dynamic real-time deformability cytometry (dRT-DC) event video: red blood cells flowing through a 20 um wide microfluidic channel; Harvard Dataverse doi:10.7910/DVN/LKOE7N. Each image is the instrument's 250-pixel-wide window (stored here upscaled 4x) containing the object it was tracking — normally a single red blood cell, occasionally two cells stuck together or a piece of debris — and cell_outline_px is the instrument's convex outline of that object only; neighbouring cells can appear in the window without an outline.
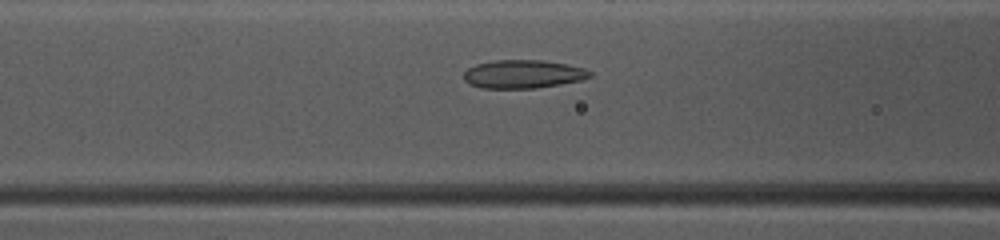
{"species": "common noctule bat (a hibernating species)", "species_latin": "Nyctalus noctula", "temperature_condition": "warm", "stored_images_in_passage": 42, "camera_frame_rate_fps": 3000, "um_per_image_px": 0.085, "animal": {"sex": "female", "body_mass_g": 10.0, "forearm_length_mm": 53.1}, "frame": {"image": 1, "passage_image": 20, "time_ms": 6.333, "image_size_px": [1000, 240], "cell_outline_px": [[592, 76], [580, 80], [560, 84], [536, 88], [480, 88], [468, 84], [464, 80], [464, 72], [468, 68], [476, 64], [496, 60], [544, 60], [568, 64], [584, 68], [592, 72]], "centroid_in_image_um": [44.45, 6.3], "position_along_channel_um": 122.1, "area_um2": 20.92}}
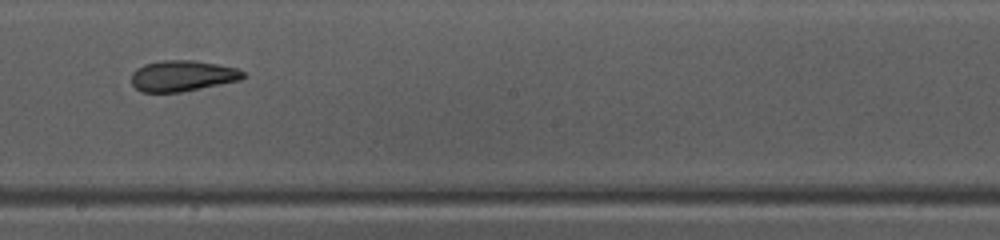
{"frame": {"image": 2, "passage_image": 28, "time_ms": 9.0, "image_size_px": [1000, 240], "cell_outline_px": [[248, 76], [240, 80], [180, 92], [140, 92], [132, 84], [132, 72], [136, 68], [144, 64], [160, 60], [196, 60], [236, 68], [244, 72]], "centroid_in_image_um": [15.49, 6.44], "position_along_channel_um": 232.7, "area_um2": 20.17}}
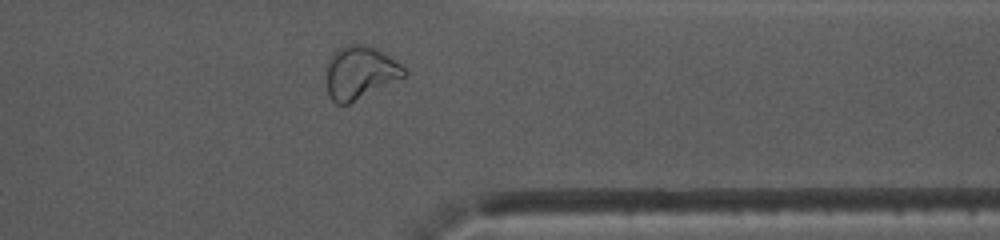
{"frame": {"image": 3, "passage_image": 39, "time_ms": 12.667, "image_size_px": [1000, 240], "cell_outline_px": [[408, 76], [348, 104], [336, 104], [328, 96], [324, 80], [324, 68], [332, 52], [348, 44], [368, 44], [376, 48], [400, 64], [408, 72]], "centroid_in_image_um": [30.55, 6.18], "position_along_channel_um": 380.9, "area_um2": 24.68}, "authors_computed_cell_mechanics": {"area_um2": 21.4438, "velocity_mm_per_s": 4.1284, "shape_relaxation_time_tau1_ms": null, "shape_relaxation_time_tau2_ms": 2.5072, "deformation_change_tau1": null, "deformation_change_tau2": 0.0665}}